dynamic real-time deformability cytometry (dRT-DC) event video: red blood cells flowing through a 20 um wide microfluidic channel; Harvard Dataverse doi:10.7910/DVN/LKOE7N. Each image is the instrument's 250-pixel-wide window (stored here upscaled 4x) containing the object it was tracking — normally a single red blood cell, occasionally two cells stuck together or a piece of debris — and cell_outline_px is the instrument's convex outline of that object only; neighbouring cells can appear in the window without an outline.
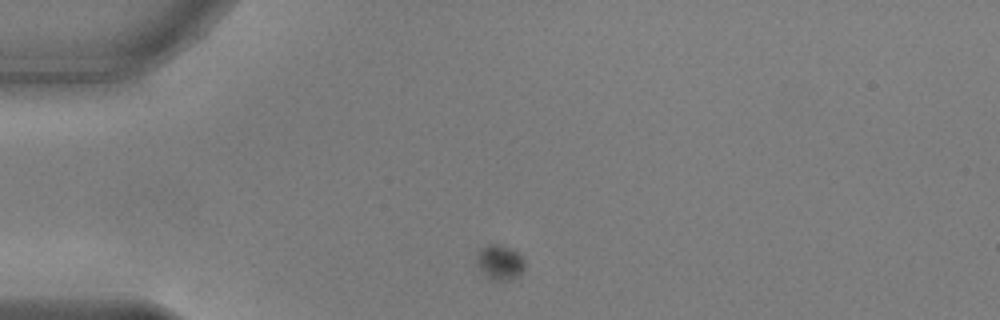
{"species": "common noctule bat (a hibernating species)", "species_latin": "Nyctalus noctula", "temperature_condition": "warm", "stored_images_in_passage": 42, "camera_frame_rate_fps": 3000, "um_per_image_px": 0.085, "animal": {"sex": "male", "body_mass_g": 17.9, "forearm_length_mm": 54.2}, "frame": {"image": 1, "passage_image": 1, "time_ms": 0.0, "image_size_px": [1000, 320], "cell_outline_px": [[524, 268], [520, 276], [508, 280], [488, 280], [476, 264], [476, 252], [480, 248], [488, 244], [504, 244], [516, 252], [524, 260]], "centroid_in_image_um": [42.44, 22.3], "position_along_channel_um": 42.6, "area_um2": 10.06}}
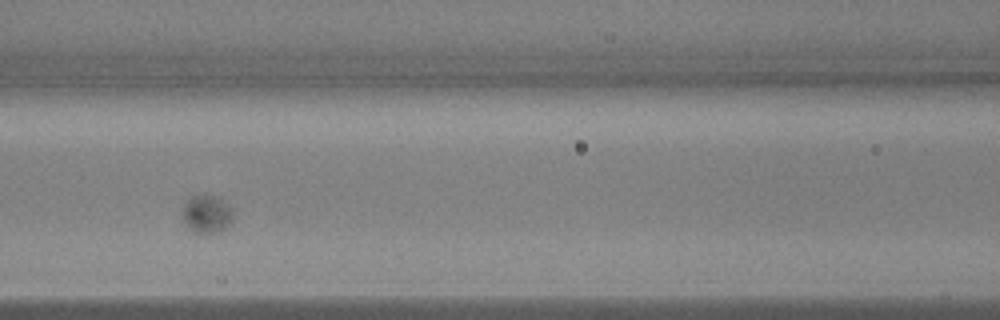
{"frame": {"image": 2, "passage_image": 12, "time_ms": 3.667, "image_size_px": [1000, 320], "cell_outline_px": [[232, 220], [220, 232], [192, 232], [180, 216], [180, 212], [184, 204], [192, 196], [200, 192], [204, 192], [220, 196], [232, 208]], "centroid_in_image_um": [17.54, 18.12], "position_along_channel_um": 149.1, "area_um2": 11.68}}
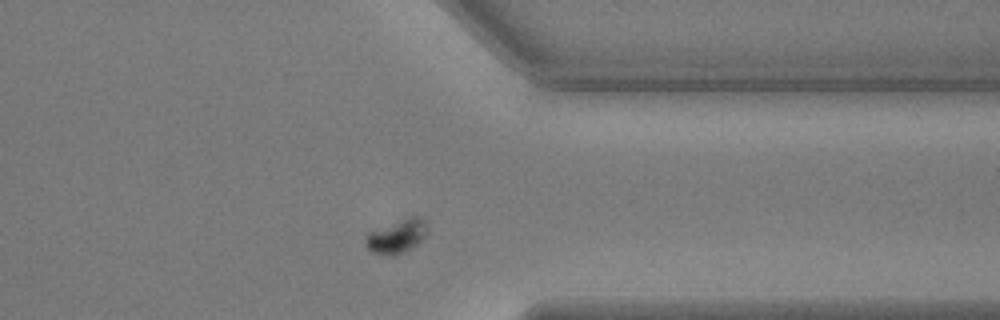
{"frame": {"image": 3, "passage_image": 31, "time_ms": 10.0, "image_size_px": [1000, 320], "cell_outline_px": [[428, 232], [416, 244], [404, 252], [396, 256], [384, 256], [372, 252], [364, 244], [364, 236], [368, 232], [412, 216], [416, 216], [424, 220], [428, 228]], "centroid_in_image_um": [33.69, 20.12], "position_along_channel_um": 377.7, "area_um2": 12.08}}